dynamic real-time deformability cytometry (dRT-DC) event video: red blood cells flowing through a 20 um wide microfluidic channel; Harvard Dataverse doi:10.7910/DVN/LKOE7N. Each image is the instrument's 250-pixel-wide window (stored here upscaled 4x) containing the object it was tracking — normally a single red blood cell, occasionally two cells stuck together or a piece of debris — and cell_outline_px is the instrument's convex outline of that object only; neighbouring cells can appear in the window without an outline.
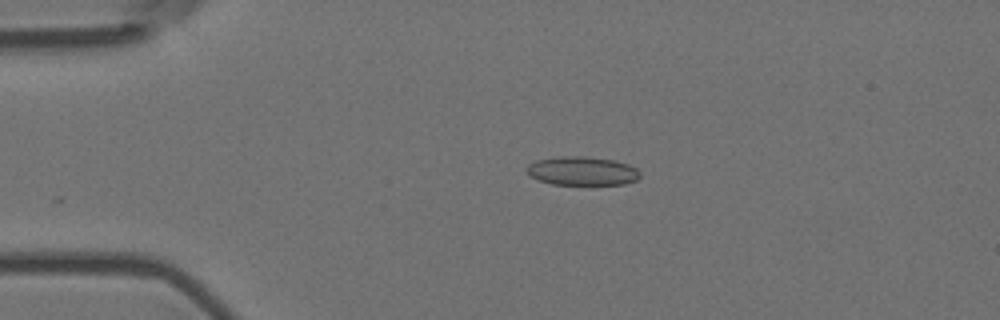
{"species": "Egyptian fruit bat (a non-hibernating species)", "species_latin": "Rousettus aegyptiacus", "temperature_condition": "room temperature", "stored_images_in_passage": 14, "camera_frame_rate_fps": 3000, "um_per_image_px": 0.085, "animal": {"sex": "female"}, "frame": {"image": 1, "passage_image": 3, "time_ms": 0.667, "image_size_px": [1000, 320], "cell_outline_px": [[640, 176], [636, 180], [624, 184], [552, 184], [536, 180], [524, 168], [528, 164], [536, 160], [560, 156], [580, 156], [612, 160], [628, 164], [636, 168], [640, 172]], "centroid_in_image_um": [49.45, 14.53], "position_along_channel_um": 35.5, "area_um2": 18.9}}
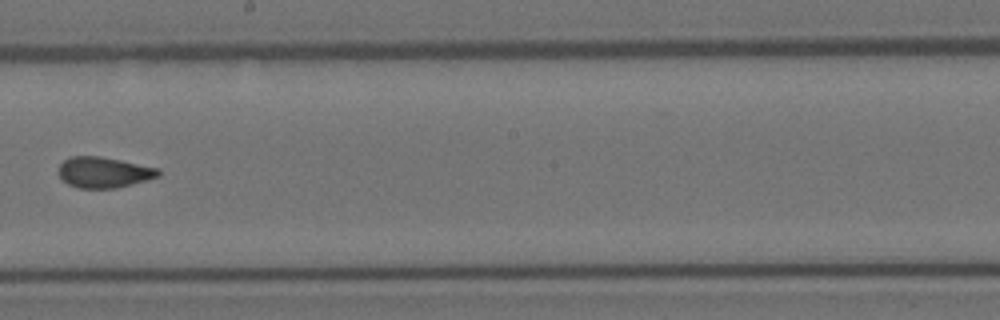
{"frame": {"image": 2, "passage_image": 8, "time_ms": 2.333, "image_size_px": [1000, 320], "cell_outline_px": [[160, 176], [132, 184], [116, 188], [80, 188], [68, 184], [60, 176], [60, 164], [64, 160], [72, 156], [100, 156], [160, 168]], "centroid_in_image_um": [8.86, 14.64], "position_along_channel_um": 239.3, "area_um2": 17.74}}
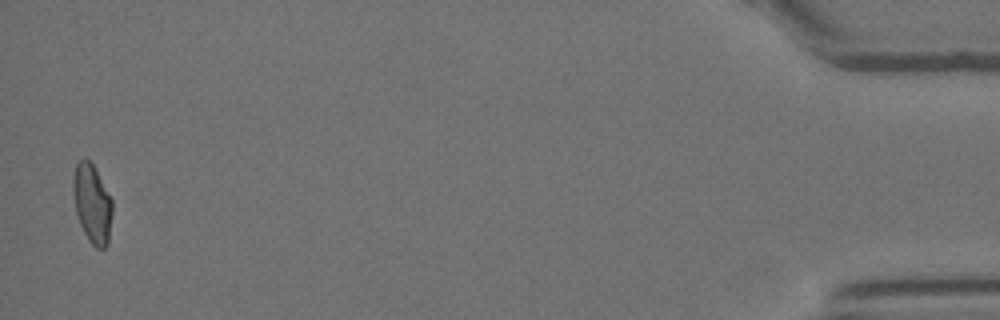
{"frame": {"image": 3, "passage_image": 14, "time_ms": 4.333, "image_size_px": [1000, 320], "cell_outline_px": [[112, 212], [108, 244], [104, 248], [96, 248], [88, 240], [80, 224], [76, 212], [72, 192], [72, 176], [76, 164], [84, 156], [92, 164], [112, 200]], "centroid_in_image_um": [7.81, 17.3], "position_along_channel_um": 427.4, "area_um2": 17.98}}